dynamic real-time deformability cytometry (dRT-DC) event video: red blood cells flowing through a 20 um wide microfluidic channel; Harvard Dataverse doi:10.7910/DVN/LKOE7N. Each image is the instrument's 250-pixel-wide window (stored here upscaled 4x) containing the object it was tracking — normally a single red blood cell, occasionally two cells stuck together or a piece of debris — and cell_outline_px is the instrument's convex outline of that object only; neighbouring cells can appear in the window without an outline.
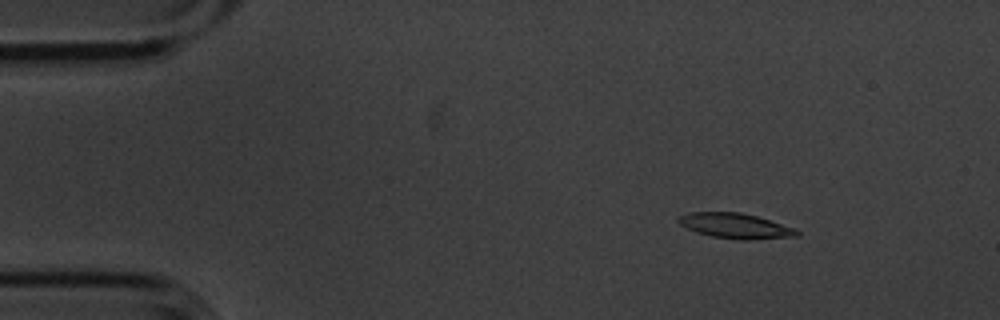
{"species": "common noctule bat (a hibernating species)", "species_latin": "Nyctalus noctula", "temperature_condition": "cold", "stored_images_in_passage": 9, "camera_frame_rate_fps": 3000, "um_per_image_px": 0.085, "animal": {"sex": "male", "body_mass_g": 20.1, "forearm_length_mm": 53.5}, "frame": {"image": 1, "passage_image": 2, "time_ms": 0.333, "image_size_px": [1000, 320], "cell_outline_px": [[800, 236], [752, 240], [736, 240], [712, 236], [696, 232], [680, 224], [676, 220], [680, 216], [688, 212], [740, 212], [756, 216], [796, 228], [800, 232]], "centroid_in_image_um": [62.54, 19.21], "position_along_channel_um": 22.5, "area_um2": 17.51}}
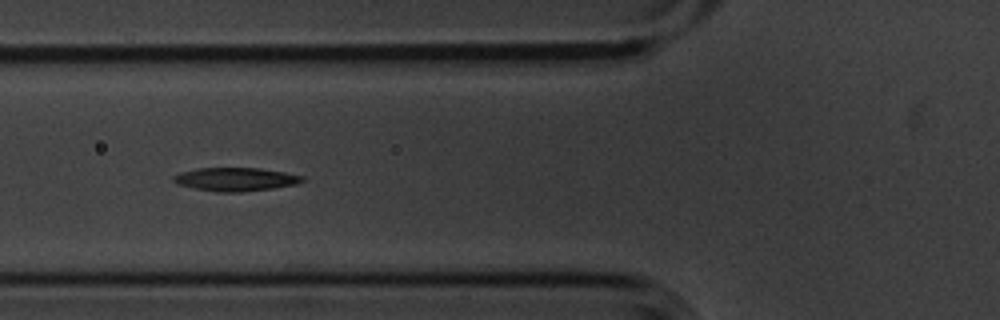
{"frame": {"image": 2, "passage_image": 6, "time_ms": 1.667, "image_size_px": [1000, 320], "cell_outline_px": [[304, 180], [296, 184], [272, 188], [240, 192], [216, 192], [176, 184], [172, 180], [172, 176], [180, 172], [196, 168], [260, 168], [284, 172], [304, 176]], "centroid_in_image_um": [19.99, 15.23], "position_along_channel_um": 105.8, "area_um2": 17.57}}
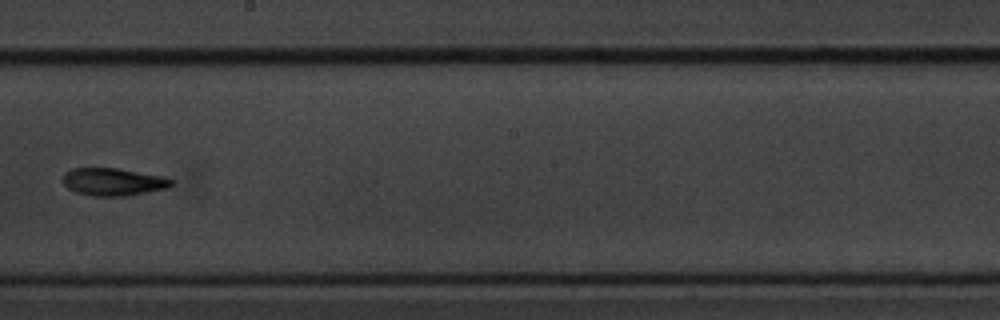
{"frame": {"image": 3, "passage_image": 9, "time_ms": 2.667, "image_size_px": [1000, 320], "cell_outline_px": [[172, 184], [168, 188], [128, 196], [92, 196], [76, 192], [68, 188], [64, 184], [64, 172], [72, 168], [120, 168], [164, 176], [172, 180]], "centroid_in_image_um": [9.64, 15.45], "position_along_channel_um": 238.6, "area_um2": 17.57}}